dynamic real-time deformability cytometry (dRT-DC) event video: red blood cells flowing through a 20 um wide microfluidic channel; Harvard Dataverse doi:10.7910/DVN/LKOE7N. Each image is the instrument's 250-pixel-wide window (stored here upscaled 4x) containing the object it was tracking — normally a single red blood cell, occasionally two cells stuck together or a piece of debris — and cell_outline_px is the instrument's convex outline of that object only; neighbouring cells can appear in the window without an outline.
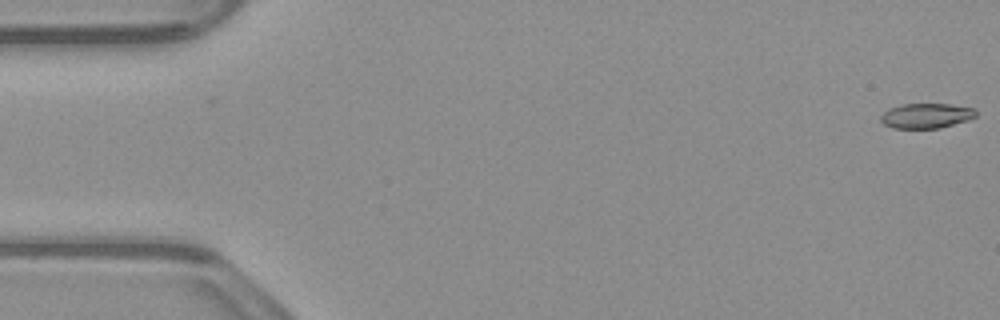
{"species": "common noctule bat (a hibernating species)", "species_latin": "Nyctalus noctula", "temperature_condition": "warm", "stored_images_in_passage": 10, "camera_frame_rate_fps": 3000, "um_per_image_px": 0.085, "animal": {"sex": "male", "body_mass_g": 23.1, "forearm_length_mm": 52.7}, "frame": {"image": 1, "passage_image": 1, "time_ms": 0.0, "image_size_px": [1000, 320], "cell_outline_px": [[976, 116], [968, 120], [940, 128], [892, 128], [884, 124], [880, 120], [880, 116], [888, 108], [900, 104], [952, 104], [976, 108]], "centroid_in_image_um": [78.73, 9.83], "position_along_channel_um": 6.3, "area_um2": 13.99}}